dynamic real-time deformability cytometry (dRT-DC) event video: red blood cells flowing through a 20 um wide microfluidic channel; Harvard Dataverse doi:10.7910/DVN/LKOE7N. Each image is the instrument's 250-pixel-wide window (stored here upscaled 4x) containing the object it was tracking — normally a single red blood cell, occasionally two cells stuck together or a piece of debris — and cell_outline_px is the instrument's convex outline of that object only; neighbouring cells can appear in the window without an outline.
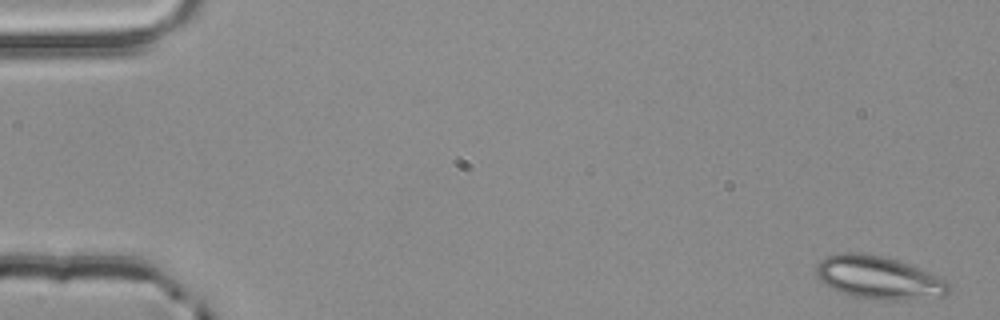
{"species": "common noctule bat (a hibernating species)", "species_latin": "Nyctalus noctula", "temperature_condition": "room temperature", "stored_images_in_passage": 3, "camera_frame_rate_fps": 3000, "um_per_image_px": 0.085, "animal": {"sex": "male", "body_mass_g": 20.4}, "frame": {"image": 1, "passage_image": 1, "time_ms": 0.0, "image_size_px": [1000, 320], "cell_outline_px": [[952, 284], [948, 292], [944, 296], [904, 300], [892, 300], [852, 296], [832, 288], [824, 284], [816, 276], [816, 264], [824, 256], [836, 252], [868, 252], [884, 256], [932, 272], [948, 280]], "centroid_in_image_um": [74.7, 23.57], "position_along_channel_um": 10.3, "area_um2": 33.7}}